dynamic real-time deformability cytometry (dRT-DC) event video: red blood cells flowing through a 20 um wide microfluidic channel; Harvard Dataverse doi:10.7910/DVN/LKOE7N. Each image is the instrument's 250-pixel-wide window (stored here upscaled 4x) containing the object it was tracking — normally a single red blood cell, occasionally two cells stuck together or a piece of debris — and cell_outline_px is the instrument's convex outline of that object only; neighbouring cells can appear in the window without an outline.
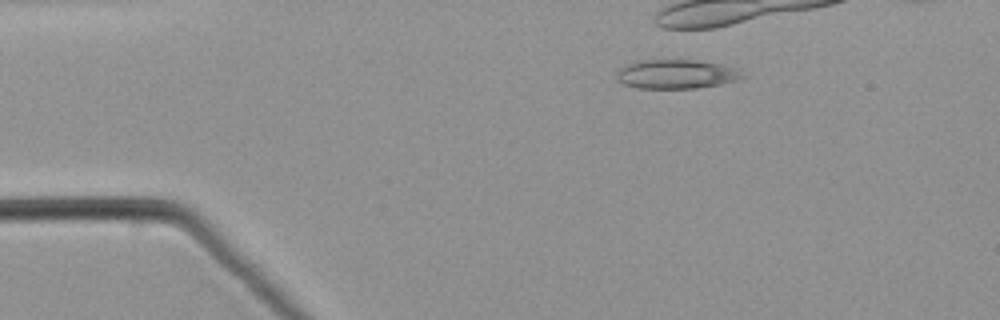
{"species": "common noctule bat (a hibernating species)", "species_latin": "Nyctalus noctula", "temperature_condition": "warm", "stored_images_in_passage": 4, "camera_frame_rate_fps": 3000, "um_per_image_px": 0.085, "animal": {"sex": "male", "body_mass_g": 21.5, "forearm_length_mm": 52.0}, "frame": {"image": 1, "passage_image": 1, "time_ms": 0.0, "image_size_px": [1000, 320], "cell_outline_px": [[748, 76], [740, 80], [720, 84], [696, 88], [636, 88], [624, 84], [616, 76], [620, 68], [628, 64], [640, 60], [696, 60], [720, 64], [736, 68]], "centroid_in_image_um": [57.55, 6.3], "position_along_channel_um": 27.5, "area_um2": 21.33}}